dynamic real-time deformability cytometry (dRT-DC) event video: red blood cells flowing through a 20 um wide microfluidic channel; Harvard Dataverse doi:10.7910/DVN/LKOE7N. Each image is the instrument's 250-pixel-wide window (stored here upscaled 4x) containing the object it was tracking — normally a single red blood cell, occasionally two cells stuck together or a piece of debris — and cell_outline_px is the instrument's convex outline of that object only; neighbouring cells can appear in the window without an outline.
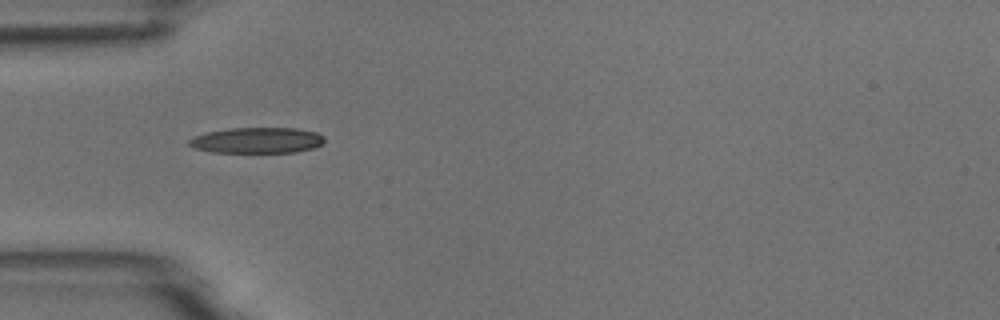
{"species": "common noctule bat (a hibernating species)", "species_latin": "Nyctalus noctula", "temperature_condition": "room temperature", "stored_images_in_passage": 38, "camera_frame_rate_fps": 3000, "um_per_image_px": 0.085, "animal": {"sex": "male", "body_mass_g": 18.8}, "frame": {"image": 1, "passage_image": 1, "time_ms": 0.0, "image_size_px": [1000, 320], "cell_outline_px": [[324, 140], [320, 144], [312, 148], [296, 152], [212, 152], [192, 148], [188, 144], [188, 140], [196, 136], [208, 132], [232, 128], [296, 128], [316, 132], [324, 136]], "centroid_in_image_um": [21.84, 11.93], "position_along_channel_um": 63.2, "area_um2": 20.17}}
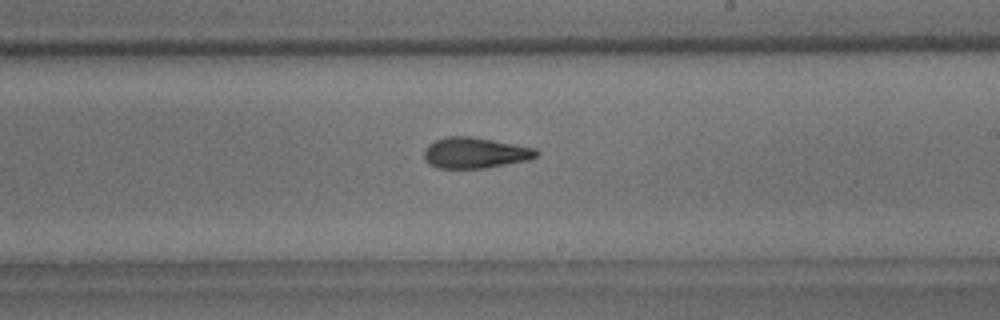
{"frame": {"image": 2, "passage_image": 16, "time_ms": 5.0, "image_size_px": [1000, 320], "cell_outline_px": [[540, 152], [536, 156], [528, 160], [484, 168], [436, 168], [428, 164], [424, 160], [424, 148], [428, 144], [436, 140], [448, 136], [472, 136], [536, 148]], "centroid_in_image_um": [40.35, 12.99], "position_along_channel_um": 248.7, "area_um2": 20.29}}
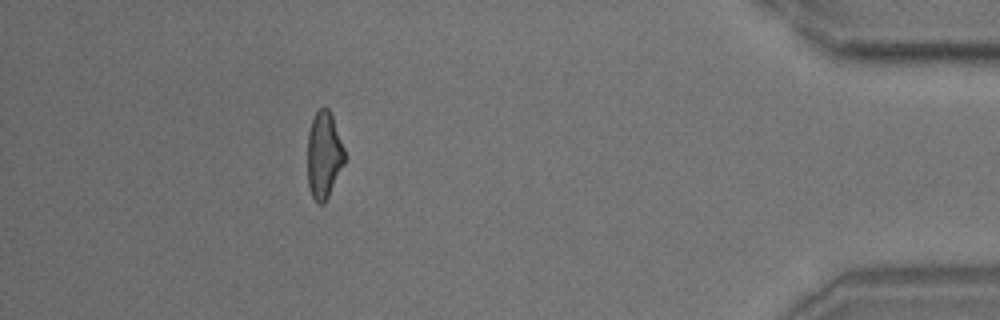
{"frame": {"image": 3, "passage_image": 33, "time_ms": 10.667, "image_size_px": [1000, 320], "cell_outline_px": [[344, 164], [324, 204], [316, 204], [312, 196], [308, 184], [308, 132], [312, 120], [316, 112], [320, 108], [328, 108], [332, 116], [344, 148]], "centroid_in_image_um": [27.52, 13.2], "position_along_channel_um": 407.7, "area_um2": 18.55}, "authors_computed_cell_mechanics": {"area_um2": 19.7676, "velocity_mm_per_s": 3.7156, "shape_relaxation_time_tau1_ms": 7.3, "shape_relaxation_time_tau2_ms": 3.012, "deformation_change_tau1": 0.216, "deformation_change_tau2": 0.1224}}